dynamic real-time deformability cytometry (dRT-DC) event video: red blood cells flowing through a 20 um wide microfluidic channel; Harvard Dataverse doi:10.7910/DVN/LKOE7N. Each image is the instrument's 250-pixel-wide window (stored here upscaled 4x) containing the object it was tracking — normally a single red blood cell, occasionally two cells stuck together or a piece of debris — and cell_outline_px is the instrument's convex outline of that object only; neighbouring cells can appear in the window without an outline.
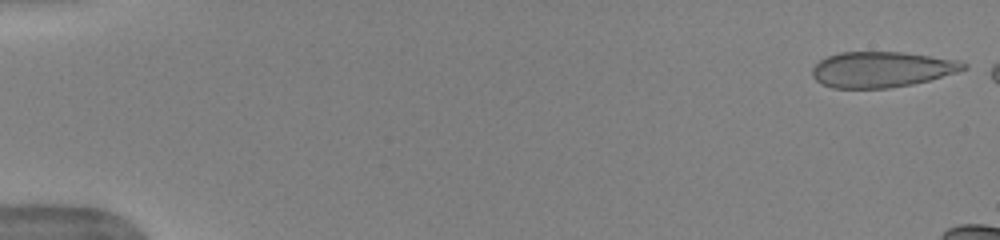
{"species": "human", "species_latin": "Homo sapiens", "temperature_condition": "warm", "stored_images_in_passage": 13, "camera_frame_rate_fps": 3000, "um_per_image_px": 0.085, "donor": {"sex": "female"}, "frame": {"image": 1, "passage_image": 1, "time_ms": 0.0, "image_size_px": [1000, 240], "cell_outline_px": [[968, 68], [956, 72], [928, 80], [912, 84], [888, 88], [832, 88], [816, 80], [812, 76], [812, 68], [820, 60], [828, 56], [840, 52], [904, 52], [960, 60], [968, 64]], "centroid_in_image_um": [74.96, 5.89], "position_along_channel_um": 10.0, "area_um2": 31.39}}